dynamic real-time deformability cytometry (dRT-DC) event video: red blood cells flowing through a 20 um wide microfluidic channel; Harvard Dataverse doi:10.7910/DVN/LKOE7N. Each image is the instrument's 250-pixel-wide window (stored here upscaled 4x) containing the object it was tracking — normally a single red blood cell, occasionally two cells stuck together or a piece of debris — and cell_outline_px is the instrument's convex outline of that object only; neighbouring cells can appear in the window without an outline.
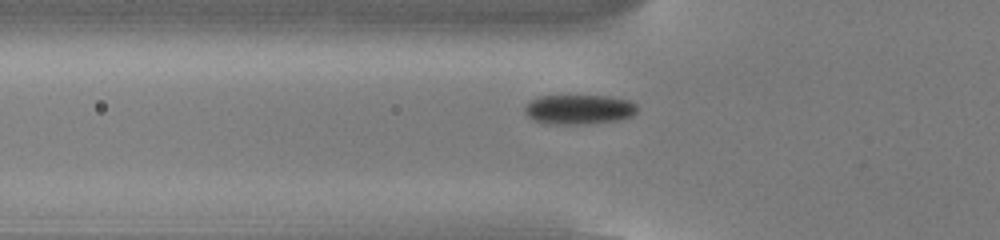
{"species": "common noctule bat (a hibernating species)", "species_latin": "Nyctalus noctula", "temperature_condition": "cold", "stored_images_in_passage": 53, "camera_frame_rate_fps": 3000, "um_per_image_px": 0.085, "animal": {"sex": "male", "body_mass_g": 13.0, "forearm_length_mm": 53.1}, "frame": {"image": 1, "passage_image": 18, "time_ms": 5.667, "image_size_px": [1000, 240], "cell_outline_px": [[636, 112], [632, 116], [616, 120], [580, 124], [548, 124], [532, 120], [524, 112], [524, 108], [532, 100], [540, 96], [608, 96], [628, 100], [636, 104]], "centroid_in_image_um": [49.19, 9.3], "position_along_channel_um": 76.6, "area_um2": 19.25}}
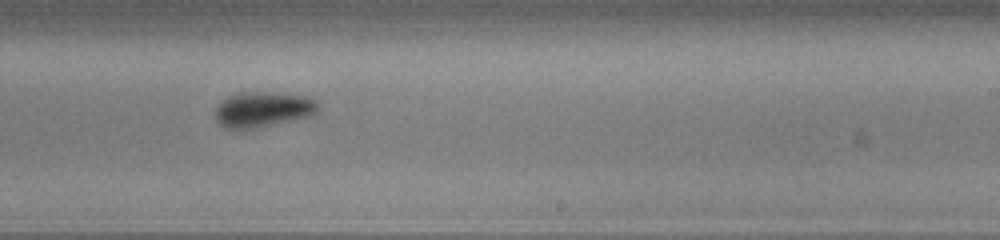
{"frame": {"image": 2, "passage_image": 33, "time_ms": 10.667, "image_size_px": [1000, 240], "cell_outline_px": [[320, 104], [316, 112], [308, 116], [244, 132], [236, 132], [224, 128], [216, 120], [216, 108], [228, 96], [236, 92], [268, 92], [304, 96], [316, 100]], "centroid_in_image_um": [22.29, 9.35], "position_along_channel_um": 266.7, "area_um2": 21.68}}
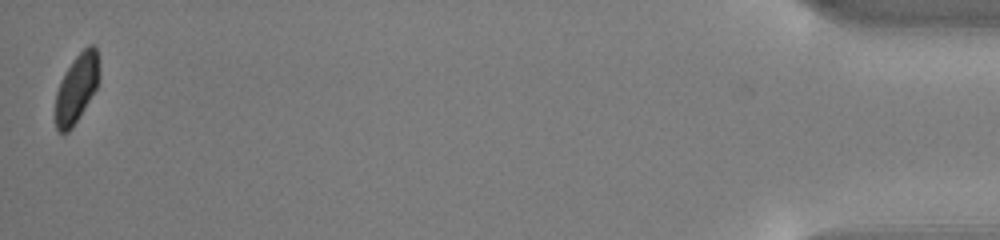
{"frame": {"image": 3, "passage_image": 53, "time_ms": 17.333, "image_size_px": [1000, 240], "cell_outline_px": [[100, 76], [96, 88], [72, 128], [64, 136], [56, 128], [56, 92], [60, 80], [64, 72], [76, 56], [88, 44], [92, 44], [96, 48]], "centroid_in_image_um": [6.5, 7.5], "position_along_channel_um": 428.7, "area_um2": 17.4}, "authors_computed_cell_mechanics": {"area_um2": 19.3052, "velocity_mm_per_s": 3.81, "shape_relaxation_time_tau1_ms": 2.1201, "shape_relaxation_time_tau2_ms": null, "deformation_change_tau1": 0.0814, "deformation_change_tau2": null}}